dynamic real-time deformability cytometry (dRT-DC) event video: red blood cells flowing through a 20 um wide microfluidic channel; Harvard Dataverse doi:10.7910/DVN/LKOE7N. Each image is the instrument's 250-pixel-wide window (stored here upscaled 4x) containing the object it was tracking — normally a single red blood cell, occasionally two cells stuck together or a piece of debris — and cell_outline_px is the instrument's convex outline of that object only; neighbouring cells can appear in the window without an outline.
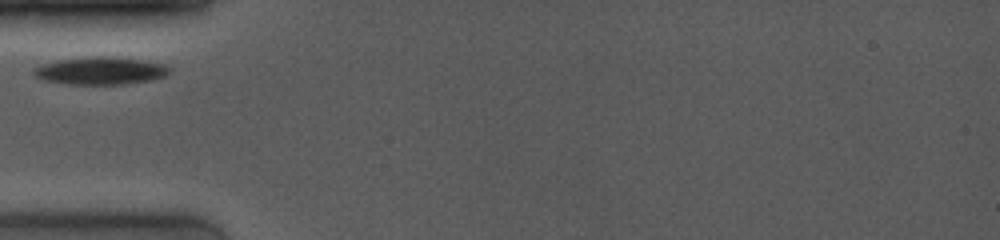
{"species": "common noctule bat (a hibernating species)", "species_latin": "Nyctalus noctula", "temperature_condition": "room temperature", "stored_images_in_passage": 57, "camera_frame_rate_fps": 4000, "um_per_image_px": 0.085, "animal": {"sex": "female", "body_mass_g": 19.0, "forearm_length_mm": 53.3}, "frame": {"image": 1, "passage_image": 1, "time_ms": 0.0, "image_size_px": [1000, 240], "cell_outline_px": [[168, 72], [164, 76], [152, 80], [124, 84], [68, 84], [44, 80], [36, 76], [32, 72], [40, 64], [56, 60], [96, 56], [108, 56], [140, 60], [164, 64], [168, 68]], "centroid_in_image_um": [8.5, 6.01], "position_along_channel_um": 76.5, "area_um2": 21.56}}
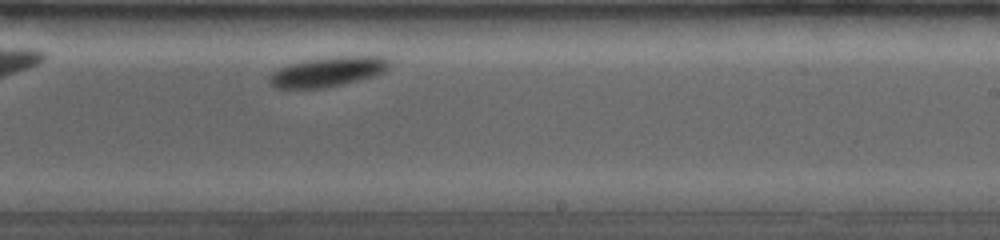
{"frame": {"image": 2, "passage_image": 33, "time_ms": 5.0, "image_size_px": [1000, 240], "cell_outline_px": [[392, 64], [384, 72], [376, 76], [340, 84], [320, 88], [276, 88], [268, 84], [268, 76], [272, 72], [280, 68], [304, 60], [336, 56], [384, 56], [392, 60]], "centroid_in_image_um": [27.9, 6.08], "position_along_channel_um": 261.1, "area_um2": 20.92}}
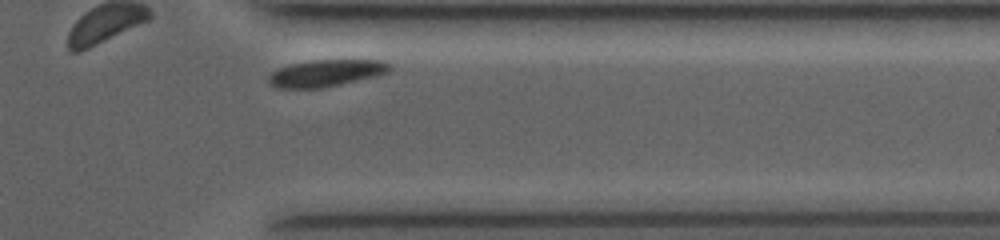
{"frame": {"image": 3, "passage_image": 53, "time_ms": 8.25, "image_size_px": [1000, 240], "cell_outline_px": [[392, 68], [388, 72], [376, 76], [340, 84], [320, 88], [276, 88], [268, 80], [268, 76], [272, 72], [280, 68], [292, 64], [312, 60], [380, 60], [392, 64]], "centroid_in_image_um": [27.74, 6.21], "position_along_channel_um": 383.7, "area_um2": 18.79}}